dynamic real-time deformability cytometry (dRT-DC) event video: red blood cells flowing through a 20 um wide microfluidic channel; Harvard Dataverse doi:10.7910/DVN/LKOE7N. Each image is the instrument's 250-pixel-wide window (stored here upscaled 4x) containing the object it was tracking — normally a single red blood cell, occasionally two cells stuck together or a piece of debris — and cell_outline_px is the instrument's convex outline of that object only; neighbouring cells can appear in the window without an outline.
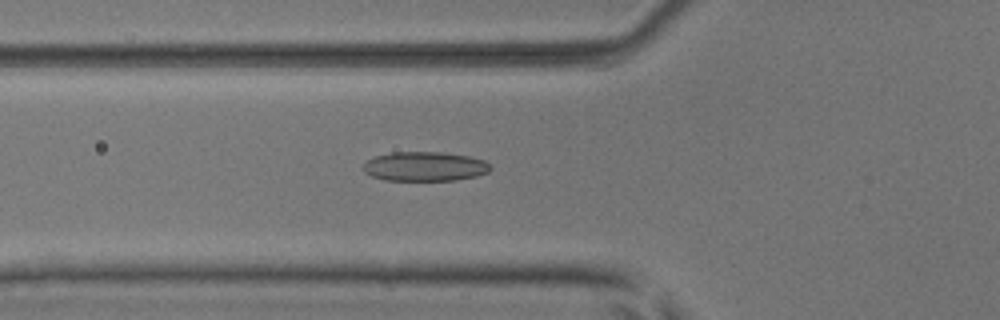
{"species": "common noctule bat (a hibernating species)", "species_latin": "Nyctalus noctula", "temperature_condition": "room temperature", "stored_images_in_passage": 39, "camera_frame_rate_fps": 3000, "um_per_image_px": 0.085, "animal": {"sex": "male", "body_mass_g": 17.9, "forearm_length_mm": 54.2}, "frame": {"image": 1, "passage_image": 7, "time_ms": 2.0, "image_size_px": [1000, 320], "cell_outline_px": [[492, 168], [488, 172], [476, 176], [456, 180], [384, 180], [372, 176], [364, 172], [364, 164], [368, 160], [376, 156], [392, 152], [440, 152], [468, 156], [484, 160]], "centroid_in_image_um": [36.11, 14.15], "position_along_channel_um": 89.7, "area_um2": 21.62}}
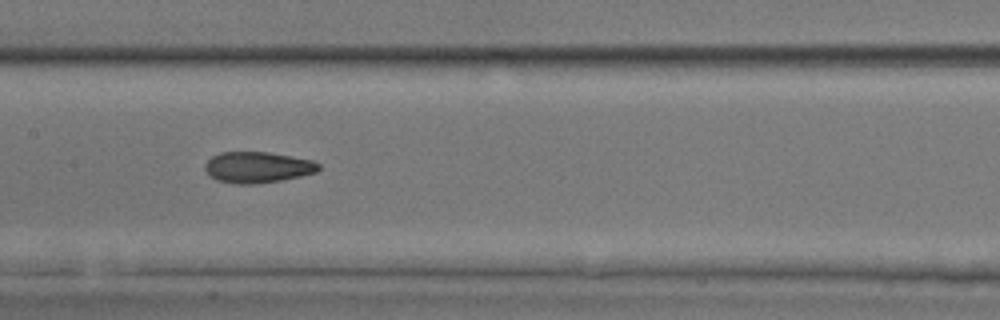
{"frame": {"image": 2, "passage_image": 14, "time_ms": 4.333, "image_size_px": [1000, 320], "cell_outline_px": [[320, 168], [316, 172], [300, 176], [280, 180], [252, 184], [236, 184], [216, 180], [204, 168], [204, 164], [212, 156], [220, 152], [268, 152], [292, 156], [312, 160], [320, 164]], "centroid_in_image_um": [21.89, 14.21], "position_along_channel_um": 185.5, "area_um2": 20.46}}
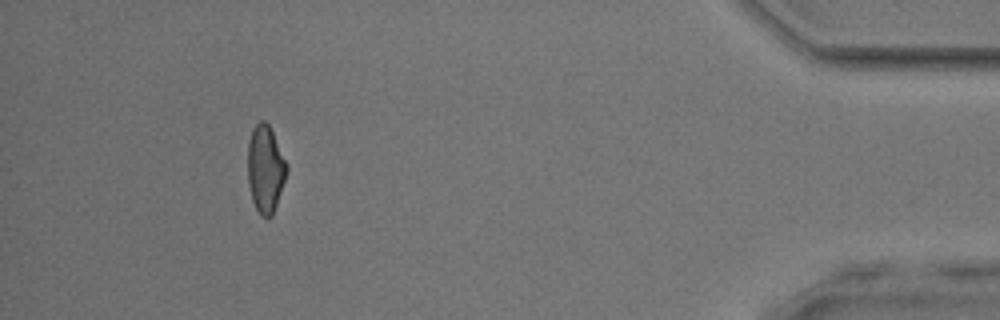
{"frame": {"image": 3, "passage_image": 35, "time_ms": 11.333, "image_size_px": [1000, 320], "cell_outline_px": [[288, 168], [272, 216], [268, 220], [260, 216], [252, 200], [248, 184], [248, 140], [252, 128], [260, 120], [264, 120], [268, 124], [288, 164]], "centroid_in_image_um": [22.54, 14.37], "position_along_channel_um": 412.7, "area_um2": 19.83}, "authors_computed_cell_mechanics": {"area_um2": 20.4612, "velocity_mm_per_s": 4.0951, "shape_relaxation_time_tau1_ms": 6.3269, "shape_relaxation_time_tau2_ms": 2.7937, "deformation_change_tau1": 0.1716, "deformation_change_tau2": 0.1072}}